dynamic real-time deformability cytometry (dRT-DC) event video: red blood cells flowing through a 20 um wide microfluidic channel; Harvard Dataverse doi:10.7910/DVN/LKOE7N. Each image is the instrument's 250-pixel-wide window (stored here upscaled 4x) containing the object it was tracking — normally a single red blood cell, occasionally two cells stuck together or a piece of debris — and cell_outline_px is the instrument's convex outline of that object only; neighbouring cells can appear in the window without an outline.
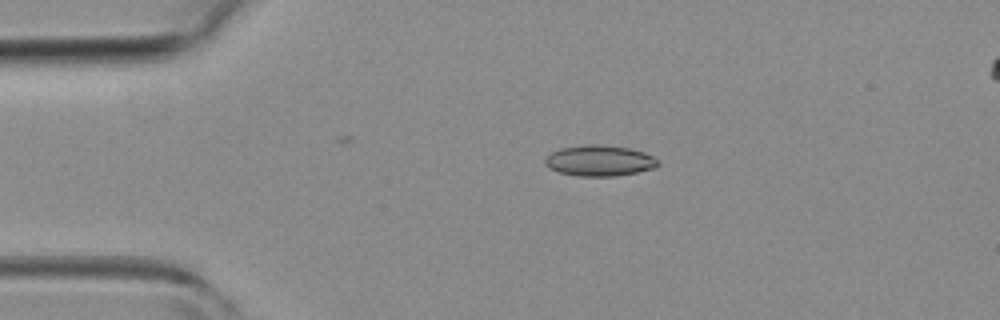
{"species": "common noctule bat (a hibernating species)", "species_latin": "Nyctalus noctula", "temperature_condition": "room temperature", "stored_images_in_passage": 30, "camera_frame_rate_fps": 3000, "um_per_image_px": 0.085, "animal": {"sex": "female", "body_mass_g": 19.3, "forearm_length_mm": 54.1}, "frame": {"image": 1, "passage_image": 1, "time_ms": 0.0, "image_size_px": [1000, 320], "cell_outline_px": [[660, 164], [656, 168], [616, 176], [580, 176], [560, 172], [548, 168], [544, 164], [544, 160], [552, 152], [560, 148], [584, 144], [600, 144], [628, 148], [644, 152], [660, 160]], "centroid_in_image_um": [50.97, 13.65], "position_along_channel_um": 34.0, "area_um2": 20.4}}
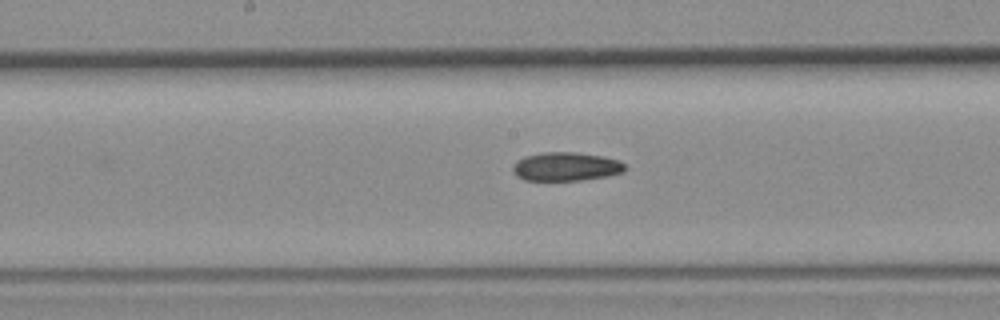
{"frame": {"image": 2, "passage_image": 14, "time_ms": 4.333, "image_size_px": [1000, 320], "cell_outline_px": [[628, 168], [624, 172], [608, 176], [580, 180], [524, 180], [516, 176], [512, 172], [512, 164], [524, 156], [544, 152], [576, 152], [600, 156], [620, 160]], "centroid_in_image_um": [48.1, 14.16], "position_along_channel_um": 200.1, "area_um2": 18.9}}
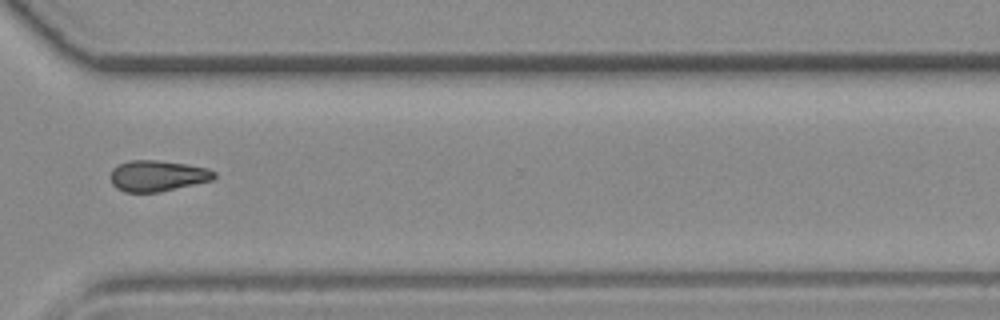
{"frame": {"image": 3, "passage_image": 24, "time_ms": 7.667, "image_size_px": [1000, 320], "cell_outline_px": [[216, 176], [212, 180], [160, 192], [124, 192], [116, 188], [112, 184], [112, 168], [116, 164], [132, 160], [156, 160], [184, 164], [208, 168], [216, 172]], "centroid_in_image_um": [13.38, 14.94], "position_along_channel_um": 357.2, "area_um2": 18.67}}